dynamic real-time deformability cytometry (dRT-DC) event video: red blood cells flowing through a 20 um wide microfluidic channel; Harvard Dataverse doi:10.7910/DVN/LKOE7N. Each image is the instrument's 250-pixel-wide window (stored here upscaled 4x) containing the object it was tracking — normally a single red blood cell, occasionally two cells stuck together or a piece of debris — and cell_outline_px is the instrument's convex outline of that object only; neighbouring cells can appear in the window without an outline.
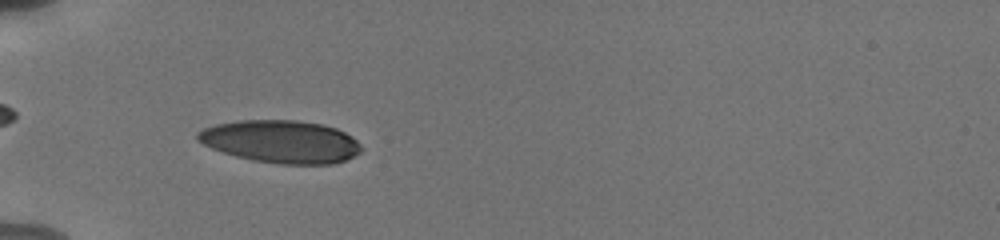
{"species": "human", "species_latin": "Homo sapiens", "temperature_condition": "cold", "stored_images_in_passage": 48, "camera_frame_rate_fps": 3000, "um_per_image_px": 0.085, "donor": {"sex": "male"}, "frame": {"image": 1, "passage_image": 12, "time_ms": 3.667, "image_size_px": [1000, 240], "cell_outline_px": [[360, 152], [344, 160], [332, 164], [280, 164], [252, 160], [236, 156], [212, 148], [196, 140], [196, 132], [204, 128], [216, 124], [240, 120], [296, 120], [320, 124], [336, 128], [352, 136], [360, 144]], "centroid_in_image_um": [23.86, 12.03], "position_along_channel_um": 61.1, "area_um2": 40.52}}
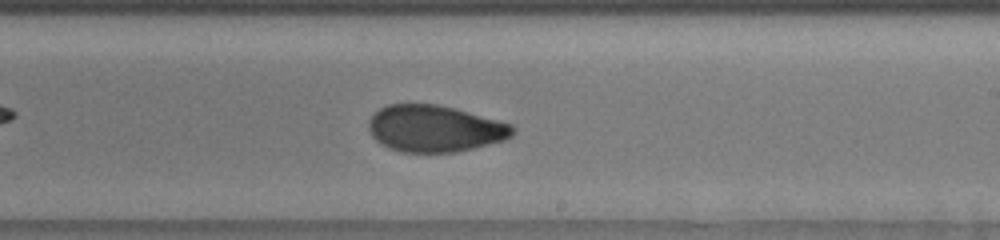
{"frame": {"image": 2, "passage_image": 28, "time_ms": 9.0, "image_size_px": [1000, 240], "cell_outline_px": [[516, 132], [512, 136], [504, 140], [456, 152], [400, 152], [388, 148], [376, 140], [372, 136], [368, 128], [368, 120], [380, 108], [388, 104], [436, 104], [456, 108], [500, 120], [512, 124], [516, 128]], "centroid_in_image_um": [36.97, 10.92], "position_along_channel_um": 252.0, "area_um2": 39.42}}
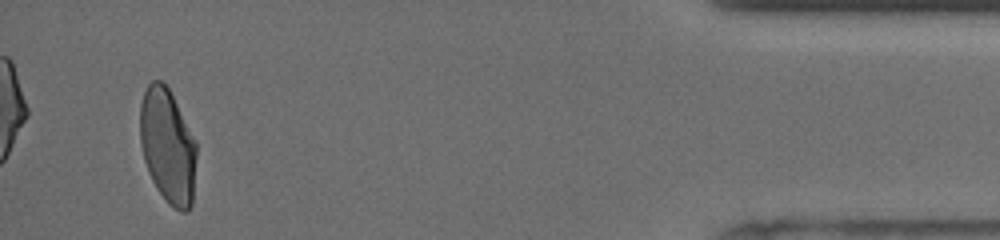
{"frame": {"image": 3, "passage_image": 46, "time_ms": 15.0, "image_size_px": [1000, 240], "cell_outline_px": [[196, 156], [192, 204], [188, 212], [180, 212], [168, 204], [156, 188], [148, 172], [144, 160], [140, 144], [140, 104], [144, 92], [148, 84], [152, 80], [160, 80], [168, 88], [196, 140]], "centroid_in_image_um": [14.25, 12.44], "position_along_channel_um": 421.0, "area_um2": 37.8}, "authors_computed_cell_mechanics": {"area_um2": 38.7549, "velocity_mm_per_s": 3.8033, "shape_relaxation_time_tau1_ms": 5.9361, "shape_relaxation_time_tau2_ms": 1.7419, "deformation_change_tau1": 0.1631, "deformation_change_tau2": 0.0608}}